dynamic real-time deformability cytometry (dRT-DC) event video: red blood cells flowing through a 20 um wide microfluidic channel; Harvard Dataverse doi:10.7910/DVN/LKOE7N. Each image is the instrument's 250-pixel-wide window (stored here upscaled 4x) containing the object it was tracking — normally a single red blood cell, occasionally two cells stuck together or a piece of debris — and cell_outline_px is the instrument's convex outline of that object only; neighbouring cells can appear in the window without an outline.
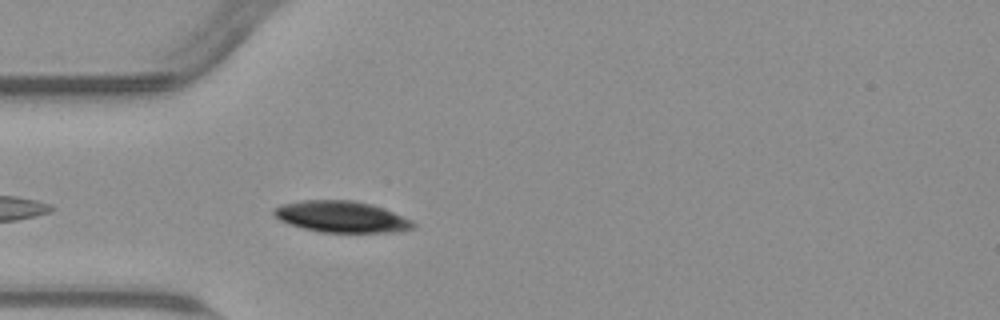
{"species": "common noctule bat (a hibernating species)", "species_latin": "Nyctalus noctula", "temperature_condition": "warm", "stored_images_in_passage": 43, "camera_frame_rate_fps": 3000, "um_per_image_px": 0.085, "animal": {"sex": "male", "body_mass_g": 23.1, "forearm_length_mm": 52.7}, "frame": {"image": 1, "passage_image": 4, "time_ms": 1.0, "image_size_px": [1000, 320], "cell_outline_px": [[416, 228], [396, 232], [320, 232], [304, 228], [280, 220], [272, 212], [272, 208], [280, 204], [304, 200], [352, 200], [372, 204], [384, 208], [412, 220], [416, 224]], "centroid_in_image_um": [29.05, 18.42], "position_along_channel_um": 55.9, "area_um2": 25.49}}
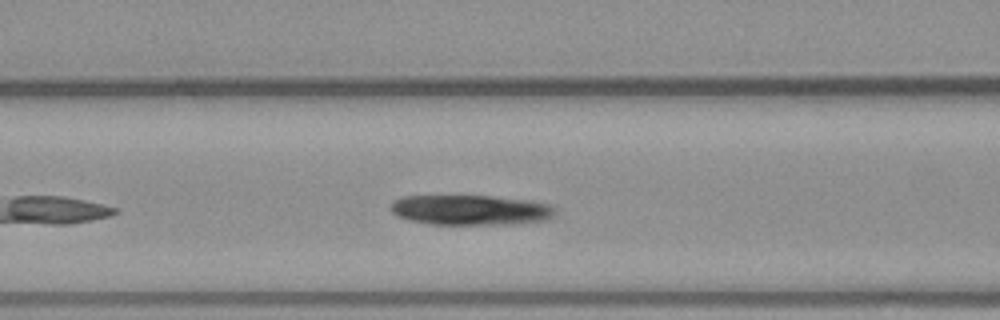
{"frame": {"image": 2, "passage_image": 10, "time_ms": 3.0, "image_size_px": [1000, 320], "cell_outline_px": [[556, 212], [548, 220], [500, 224], [428, 224], [408, 220], [392, 212], [392, 204], [400, 196], [492, 196], [532, 200], [552, 204], [556, 208]], "centroid_in_image_um": [40.05, 17.84], "position_along_channel_um": 126.5, "area_um2": 28.84}}
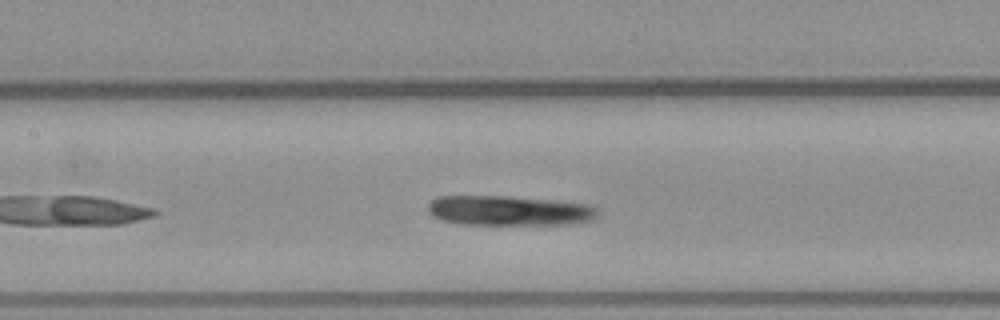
{"frame": {"image": 3, "passage_image": 13, "time_ms": 4.0, "image_size_px": [1000, 320], "cell_outline_px": [[600, 212], [592, 220], [568, 224], [456, 224], [440, 220], [432, 216], [428, 212], [428, 204], [436, 196], [512, 196], [556, 200], [592, 204]], "centroid_in_image_um": [43.27, 17.89], "position_along_channel_um": 164.1, "area_um2": 30.0}}